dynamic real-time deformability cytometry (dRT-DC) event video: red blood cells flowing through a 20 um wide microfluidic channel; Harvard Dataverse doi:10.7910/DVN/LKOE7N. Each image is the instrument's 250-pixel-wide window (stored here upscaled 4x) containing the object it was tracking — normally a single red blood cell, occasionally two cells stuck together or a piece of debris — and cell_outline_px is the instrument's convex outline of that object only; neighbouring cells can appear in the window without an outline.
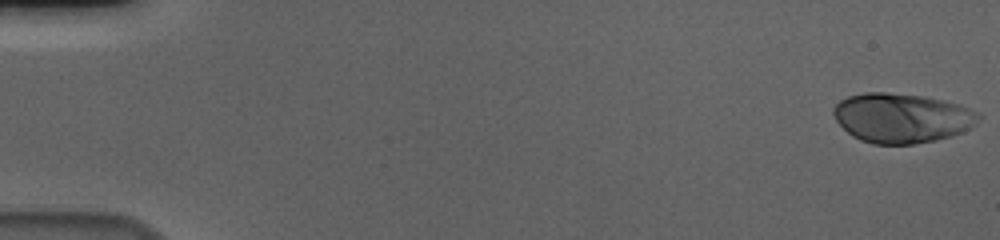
{"species": "human", "species_latin": "Homo sapiens", "temperature_condition": "cold", "stored_images_in_passage": 57, "camera_frame_rate_fps": 3000, "um_per_image_px": 0.085, "donor": {"sex": "male"}, "frame": {"image": 1, "passage_image": 1, "time_ms": 0.0, "image_size_px": [1000, 240], "cell_outline_px": [[984, 116], [976, 124], [952, 136], [936, 140], [912, 144], [872, 144], [860, 140], [852, 136], [836, 120], [832, 112], [832, 108], [840, 100], [848, 96], [864, 92], [884, 92], [924, 96], [956, 104], [968, 108]], "centroid_in_image_um": [76.63, 10.03], "position_along_channel_um": 8.4, "area_um2": 41.85}}
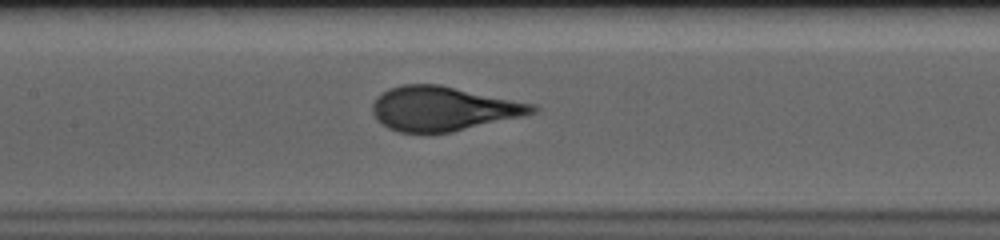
{"frame": {"image": 2, "passage_image": 28, "time_ms": 9.0, "image_size_px": [1000, 240], "cell_outline_px": [[540, 108], [536, 112], [520, 116], [452, 132], [432, 136], [400, 132], [388, 128], [376, 120], [372, 112], [372, 104], [376, 96], [380, 92], [388, 88], [404, 84], [440, 84], [536, 104]], "centroid_in_image_um": [37.61, 9.25], "position_along_channel_um": 169.8, "area_um2": 42.14}}
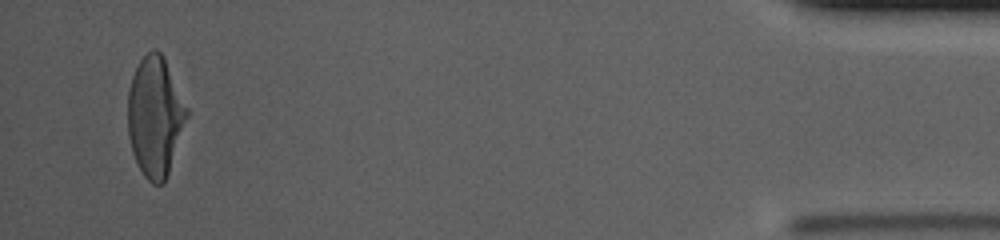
{"frame": {"image": 3, "passage_image": 55, "time_ms": 18.0, "image_size_px": [1000, 240], "cell_outline_px": [[188, 116], [164, 184], [152, 184], [144, 176], [132, 152], [128, 136], [128, 92], [132, 76], [140, 60], [152, 48], [156, 48], [160, 52], [188, 108]], "centroid_in_image_um": [13.17, 9.92], "position_along_channel_um": 422.0, "area_um2": 40.69}}